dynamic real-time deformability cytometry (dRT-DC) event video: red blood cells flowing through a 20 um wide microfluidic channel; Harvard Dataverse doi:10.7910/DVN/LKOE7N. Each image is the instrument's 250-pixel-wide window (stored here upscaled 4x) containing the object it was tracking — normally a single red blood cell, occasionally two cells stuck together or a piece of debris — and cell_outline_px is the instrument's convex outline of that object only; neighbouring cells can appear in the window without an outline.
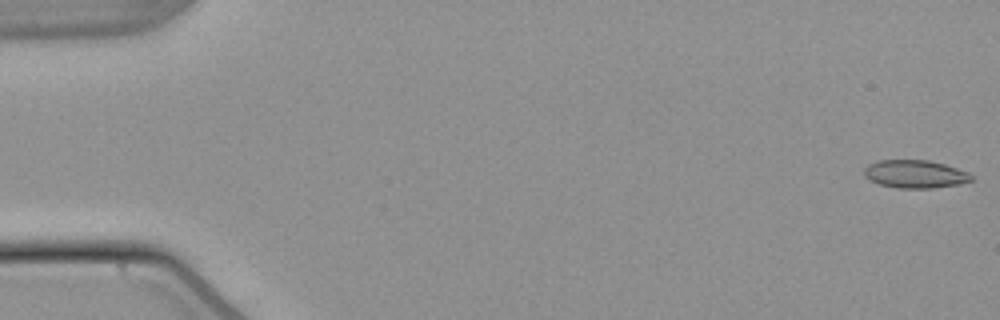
{"species": "common noctule bat (a hibernating species)", "species_latin": "Nyctalus noctula", "temperature_condition": "warm", "stored_images_in_passage": 54, "camera_frame_rate_fps": 3000, "um_per_image_px": 0.085, "animal": {"sex": "male", "body_mass_g": 21.5, "forearm_length_mm": 52.0}, "frame": {"image": 1, "passage_image": 1, "time_ms": 0.0, "image_size_px": [1000, 320], "cell_outline_px": [[972, 180], [960, 184], [932, 188], [896, 188], [880, 184], [864, 176], [864, 168], [868, 164], [880, 160], [928, 160], [944, 164], [968, 172], [972, 176]], "centroid_in_image_um": [77.78, 14.79], "position_along_channel_um": 7.2, "area_um2": 17.4}}
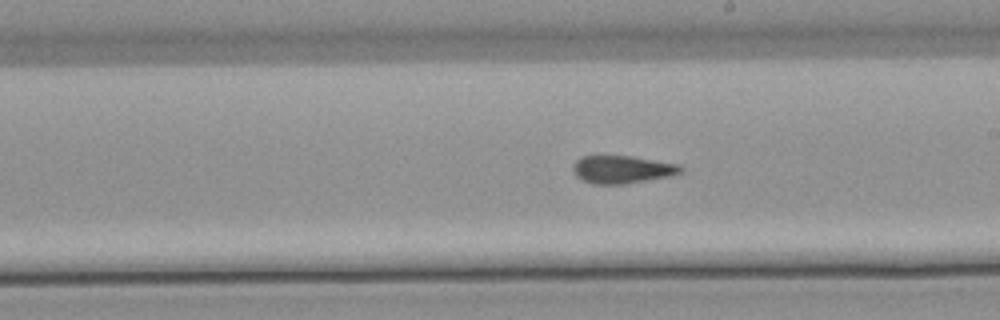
{"frame": {"image": 2, "passage_image": 31, "time_ms": 10.0, "image_size_px": [1000, 320], "cell_outline_px": [[684, 172], [672, 176], [624, 184], [592, 184], [576, 176], [572, 168], [576, 160], [580, 156], [596, 152], [632, 156], [680, 164], [684, 168]], "centroid_in_image_um": [52.87, 14.35], "position_along_channel_um": 236.1, "area_um2": 18.38}}
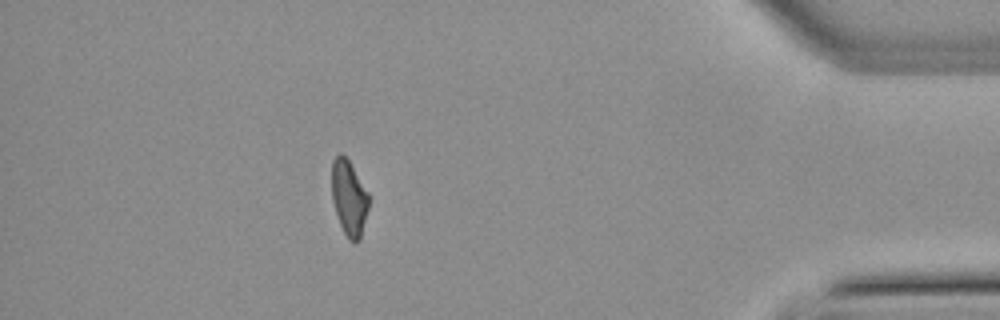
{"frame": {"image": 3, "passage_image": 48, "time_ms": 15.667, "image_size_px": [1000, 320], "cell_outline_px": [[368, 208], [360, 240], [356, 244], [348, 240], [340, 224], [332, 200], [332, 160], [340, 152], [348, 160], [368, 192]], "centroid_in_image_um": [29.66, 16.85], "position_along_channel_um": 405.5, "area_um2": 16.13}, "authors_computed_cell_mechanics": {"area_um2": 17.5712, "velocity_mm_per_s": 3.8372, "shape_relaxation_time_tau1_ms": null, "shape_relaxation_time_tau2_ms": 3.2196, "deformation_change_tau1": null, "deformation_change_tau2": 0.0939}}